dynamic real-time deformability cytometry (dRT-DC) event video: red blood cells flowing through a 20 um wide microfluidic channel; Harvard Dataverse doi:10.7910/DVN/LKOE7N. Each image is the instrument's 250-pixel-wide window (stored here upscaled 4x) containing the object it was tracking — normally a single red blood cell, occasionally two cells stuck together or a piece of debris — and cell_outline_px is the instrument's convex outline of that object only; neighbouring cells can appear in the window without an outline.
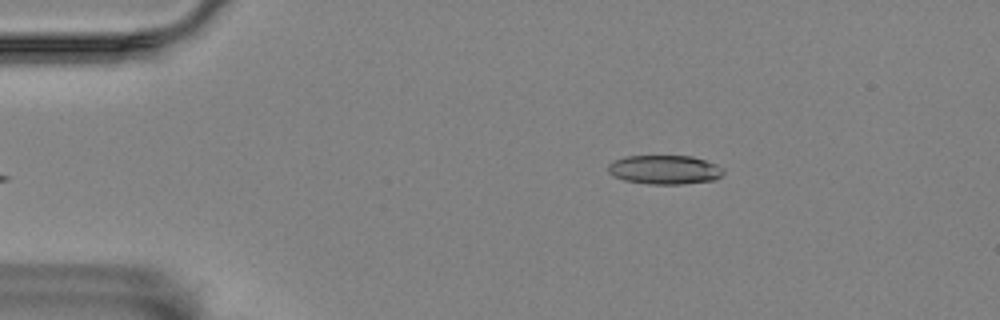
{"species": "Egyptian fruit bat (a non-hibernating species)", "species_latin": "Rousettus aegyptiacus", "temperature_condition": "room temperature", "stored_images_in_passage": 6, "camera_frame_rate_fps": 3000, "um_per_image_px": 0.085, "animal": {"sex": "female"}, "frame": {"image": 1, "passage_image": 6, "time_ms": 6.0, "image_size_px": [1000, 320], "cell_outline_px": [[724, 172], [716, 180], [684, 184], [648, 184], [624, 180], [612, 176], [608, 172], [608, 164], [616, 160], [628, 156], [692, 156], [716, 164], [724, 168]], "centroid_in_image_um": [56.51, 14.43], "position_along_channel_um": 28.5, "area_um2": 19.59}}